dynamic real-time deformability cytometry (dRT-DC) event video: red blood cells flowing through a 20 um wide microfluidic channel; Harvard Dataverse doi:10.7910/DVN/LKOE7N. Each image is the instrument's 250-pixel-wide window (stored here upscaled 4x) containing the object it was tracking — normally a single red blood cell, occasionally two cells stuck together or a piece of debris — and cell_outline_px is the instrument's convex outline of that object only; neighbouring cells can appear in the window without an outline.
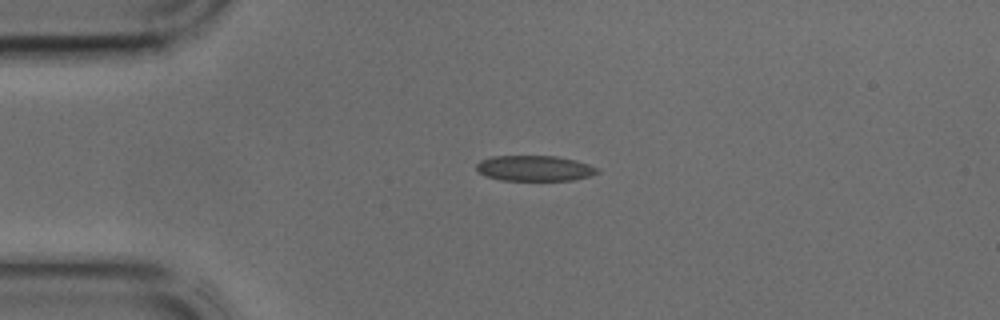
{"species": "common noctule bat (a hibernating species)", "species_latin": "Nyctalus noctula", "temperature_condition": "cold", "stored_images_in_passage": 35, "camera_frame_rate_fps": 3000, "um_per_image_px": 0.085, "animal": {"sex": "male", "body_mass_g": 17.9, "forearm_length_mm": 54.2}, "frame": {"image": 1, "passage_image": 1, "time_ms": 0.0, "image_size_px": [1000, 320], "cell_outline_px": [[600, 172], [592, 176], [572, 180], [500, 180], [484, 176], [476, 168], [476, 164], [480, 160], [492, 156], [556, 156], [576, 160], [588, 164], [596, 168]], "centroid_in_image_um": [45.43, 14.3], "position_along_channel_um": 39.6, "area_um2": 18.03}}
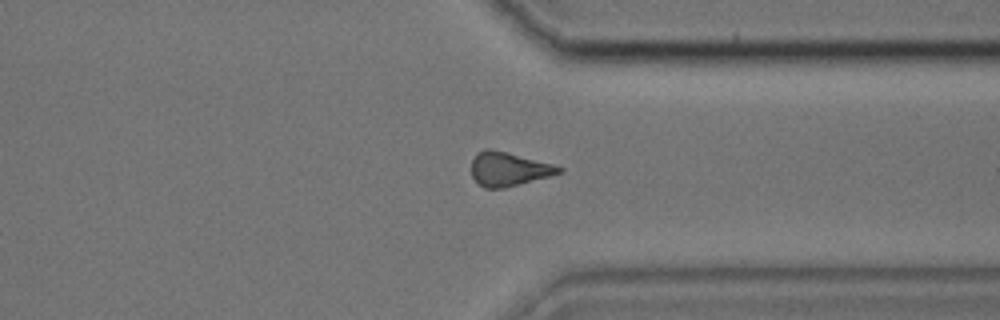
{"frame": {"image": 2, "passage_image": 24, "time_ms": 7.667, "image_size_px": [1000, 320], "cell_outline_px": [[564, 172], [504, 188], [484, 188], [472, 176], [472, 160], [476, 152], [484, 148], [488, 148], [508, 152], [552, 164], [564, 168]], "centroid_in_image_um": [43.22, 14.35], "position_along_channel_um": 368.2, "area_um2": 17.22}}
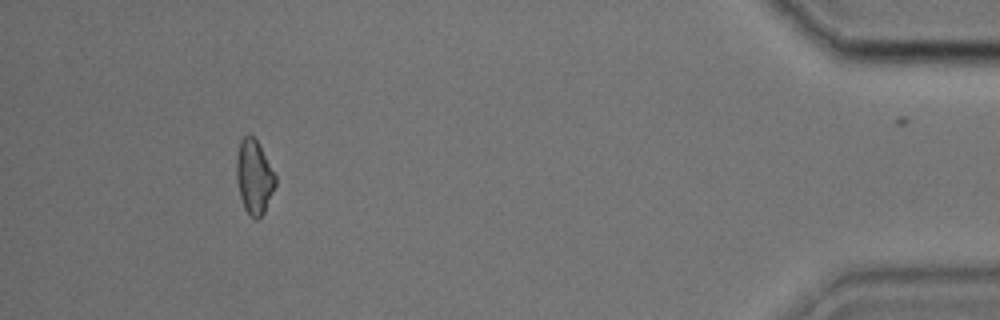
{"frame": {"image": 3, "passage_image": 31, "time_ms": 10.0, "image_size_px": [1000, 320], "cell_outline_px": [[276, 184], [264, 212], [260, 220], [256, 220], [244, 208], [240, 196], [236, 180], [236, 160], [240, 140], [248, 132], [256, 140], [276, 176]], "centroid_in_image_um": [21.58, 15.04], "position_along_channel_um": 413.6, "area_um2": 16.7}}